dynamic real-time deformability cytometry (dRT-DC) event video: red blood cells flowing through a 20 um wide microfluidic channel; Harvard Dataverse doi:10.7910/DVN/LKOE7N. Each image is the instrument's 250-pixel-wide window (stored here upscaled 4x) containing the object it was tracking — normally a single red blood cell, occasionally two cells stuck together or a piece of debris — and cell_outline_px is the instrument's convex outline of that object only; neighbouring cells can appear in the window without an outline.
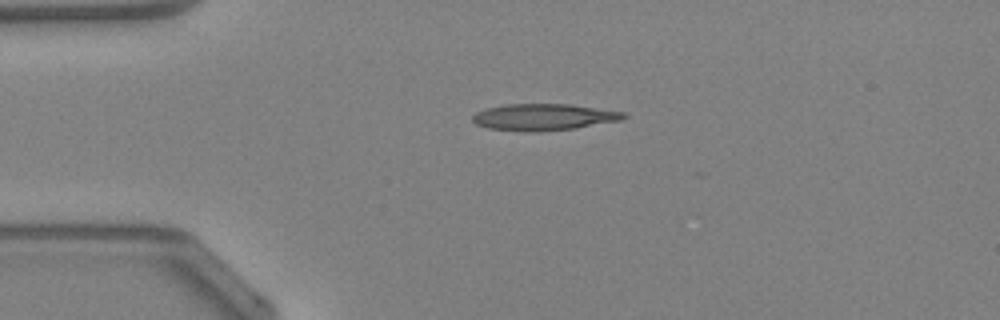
{"species": "Egyptian fruit bat (a non-hibernating species)", "species_latin": "Rousettus aegyptiacus", "temperature_condition": "warm", "stored_images_in_passage": 8, "camera_frame_rate_fps": 3000, "um_per_image_px": 0.085, "animal": {"sex": "female"}, "frame": {"image": 1, "passage_image": 1, "time_ms": 0.0, "image_size_px": [1000, 320], "cell_outline_px": [[628, 116], [620, 120], [576, 128], [488, 128], [476, 124], [472, 120], [472, 116], [476, 112], [484, 108], [504, 104], [568, 104], [624, 112]], "centroid_in_image_um": [46.23, 9.88], "position_along_channel_um": 38.8, "area_um2": 22.02}}
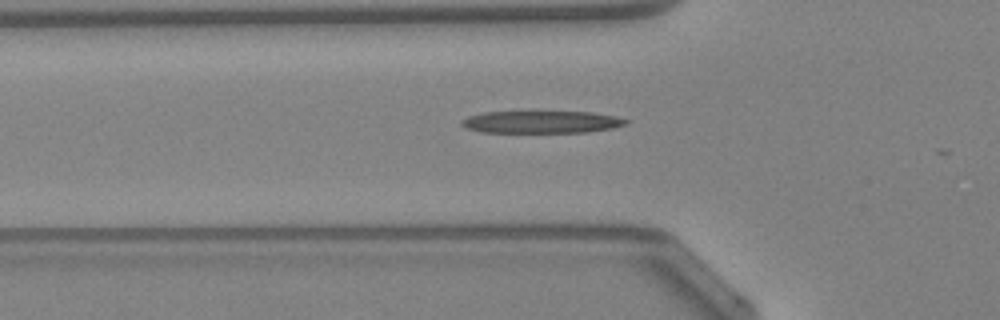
{"frame": {"image": 2, "passage_image": 6, "time_ms": 1.667, "image_size_px": [1000, 320], "cell_outline_px": [[628, 124], [612, 128], [588, 132], [480, 132], [468, 128], [460, 124], [460, 120], [468, 116], [484, 112], [532, 108], [592, 112], [612, 116], [628, 120]], "centroid_in_image_um": [45.97, 10.3], "position_along_channel_um": 79.8, "area_um2": 22.72}}